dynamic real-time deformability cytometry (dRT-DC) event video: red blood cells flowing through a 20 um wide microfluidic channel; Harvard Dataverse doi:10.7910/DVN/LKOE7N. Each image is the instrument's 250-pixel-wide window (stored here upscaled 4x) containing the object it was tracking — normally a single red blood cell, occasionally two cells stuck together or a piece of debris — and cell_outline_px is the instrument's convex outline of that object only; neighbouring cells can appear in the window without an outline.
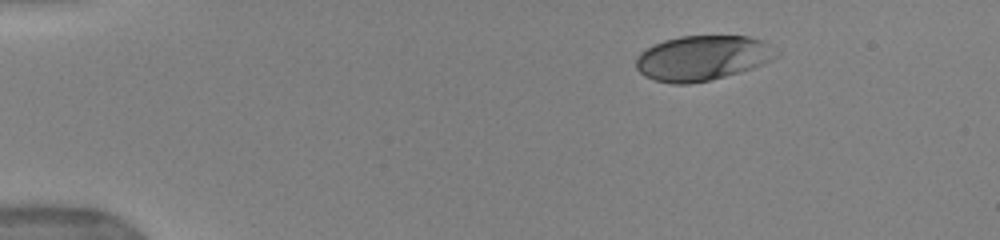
{"species": "human", "species_latin": "Homo sapiens", "temperature_condition": "warm", "stored_images_in_passage": 43, "camera_frame_rate_fps": 3000, "um_per_image_px": 0.085, "donor": {"sex": "female"}, "frame": {"image": 1, "passage_image": 1, "time_ms": 0.0, "image_size_px": [1000, 240], "cell_outline_px": [[780, 56], [764, 64], [740, 72], [708, 80], [688, 84], [672, 84], [656, 80], [644, 76], [636, 68], [636, 56], [640, 52], [664, 40], [680, 36], [748, 36], [764, 40], [780, 52]], "centroid_in_image_um": [59.75, 4.92], "position_along_channel_um": 25.3, "area_um2": 36.93}}
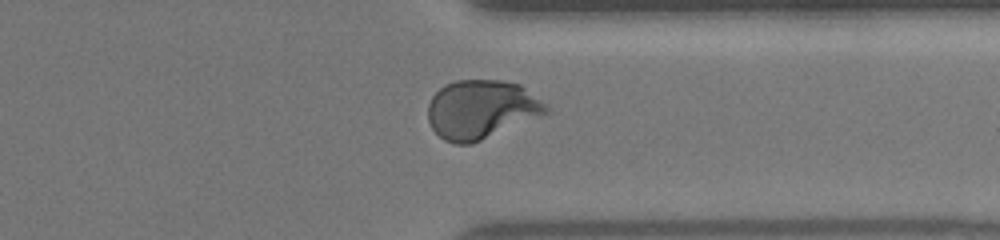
{"frame": {"image": 2, "passage_image": 34, "time_ms": 11.0, "image_size_px": [1000, 240], "cell_outline_px": [[548, 112], [472, 144], [456, 144], [444, 140], [432, 128], [428, 120], [428, 104], [432, 96], [444, 84], [456, 80], [500, 80], [520, 84], [540, 100], [548, 108]], "centroid_in_image_um": [40.85, 9.29], "position_along_channel_um": 370.5, "area_um2": 40.06}}
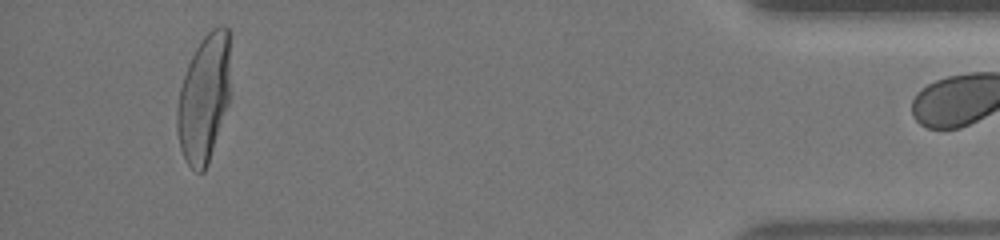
{"frame": {"image": 3, "passage_image": 42, "time_ms": 13.667, "image_size_px": [1000, 240], "cell_outline_px": [[228, 104], [208, 164], [204, 172], [196, 172], [188, 164], [180, 148], [176, 128], [176, 112], [180, 88], [188, 64], [200, 40], [212, 28], [220, 24], [224, 24], [228, 28]], "centroid_in_image_um": [17.31, 8.36], "position_along_channel_um": 417.9, "area_um2": 39.19}}